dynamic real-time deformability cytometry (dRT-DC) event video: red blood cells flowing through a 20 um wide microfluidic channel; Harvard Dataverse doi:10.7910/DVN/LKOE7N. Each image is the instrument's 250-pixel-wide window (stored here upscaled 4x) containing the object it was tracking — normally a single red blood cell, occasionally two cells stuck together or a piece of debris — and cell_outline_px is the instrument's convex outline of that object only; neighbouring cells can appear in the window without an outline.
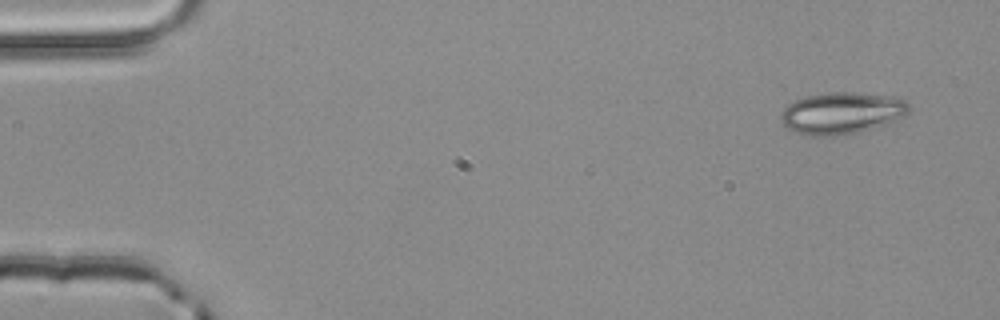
{"species": "common noctule bat (a hibernating species)", "species_latin": "Nyctalus noctula", "temperature_condition": "room temperature", "stored_images_in_passage": 5, "camera_frame_rate_fps": 3000, "um_per_image_px": 0.085, "animal": {"sex": "male", "body_mass_g": 20.4}, "frame": {"image": 1, "passage_image": 1, "time_ms": 0.0, "image_size_px": [1000, 320], "cell_outline_px": [[912, 108], [904, 116], [888, 124], [860, 132], [836, 136], [812, 136], [796, 132], [788, 128], [784, 124], [780, 116], [780, 112], [788, 104], [796, 100], [808, 96], [832, 92], [856, 92], [892, 96], [904, 100]], "centroid_in_image_um": [71.58, 9.62], "position_along_channel_um": 13.4, "area_um2": 31.33}}